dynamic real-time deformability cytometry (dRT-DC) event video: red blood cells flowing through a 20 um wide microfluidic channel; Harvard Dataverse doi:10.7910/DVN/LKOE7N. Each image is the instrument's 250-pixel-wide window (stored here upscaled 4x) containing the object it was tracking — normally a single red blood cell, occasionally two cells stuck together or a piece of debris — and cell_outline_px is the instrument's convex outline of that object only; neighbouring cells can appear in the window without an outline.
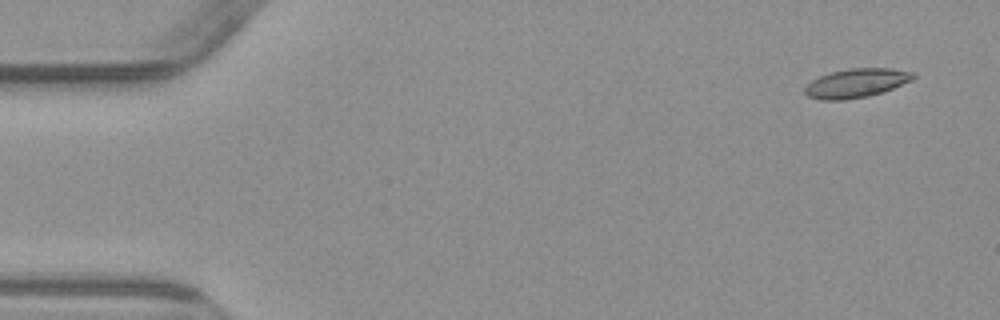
{"species": "common noctule bat (a hibernating species)", "species_latin": "Nyctalus noctula", "temperature_condition": "warm", "stored_images_in_passage": 6, "camera_frame_rate_fps": 3000, "um_per_image_px": 0.085, "animal": {"sex": "male", "body_mass_g": 23.1, "forearm_length_mm": 52.7}, "frame": {"image": 1, "passage_image": 1, "time_ms": 0.0, "image_size_px": [1000, 320], "cell_outline_px": [[916, 76], [912, 80], [884, 92], [868, 96], [844, 100], [820, 100], [808, 96], [804, 92], [804, 88], [812, 80], [820, 76], [832, 72], [848, 68], [888, 68], [916, 72]], "centroid_in_image_um": [72.81, 7.06], "position_along_channel_um": 12.2, "area_um2": 18.38}}
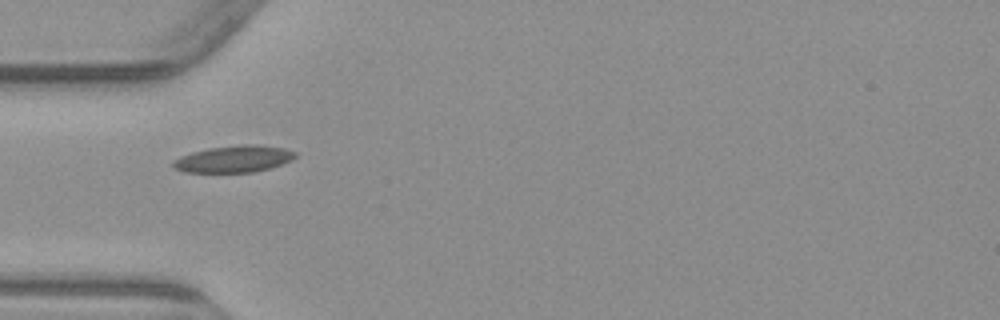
{"frame": {"image": 2, "passage_image": 5, "time_ms": 4.667, "image_size_px": [1000, 320], "cell_outline_px": [[296, 156], [292, 160], [268, 168], [252, 172], [184, 172], [172, 168], [172, 160], [180, 156], [192, 152], [208, 148], [244, 144], [260, 144], [284, 148], [296, 152]], "centroid_in_image_um": [19.84, 13.5], "position_along_channel_um": 65.2, "area_um2": 19.13}}
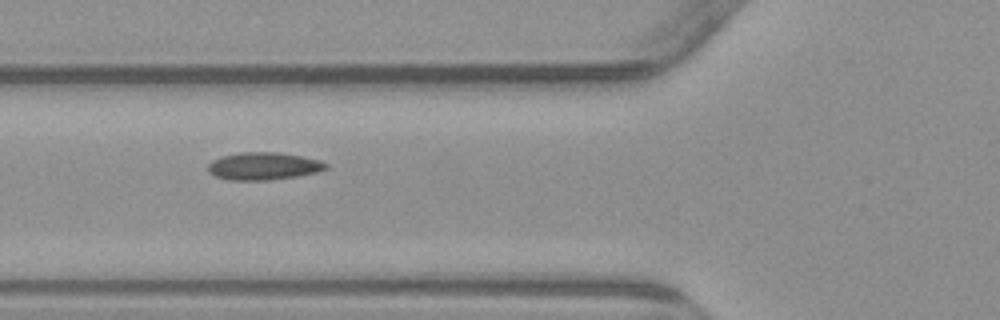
{"frame": {"image": 3, "passage_image": 6, "time_ms": 5.667, "image_size_px": [1000, 320], "cell_outline_px": [[328, 168], [316, 172], [300, 176], [268, 180], [228, 180], [216, 176], [208, 172], [208, 164], [212, 160], [220, 156], [240, 152], [280, 152], [320, 160], [328, 164]], "centroid_in_image_um": [22.39, 14.12], "position_along_channel_um": 103.4, "area_um2": 19.07}}